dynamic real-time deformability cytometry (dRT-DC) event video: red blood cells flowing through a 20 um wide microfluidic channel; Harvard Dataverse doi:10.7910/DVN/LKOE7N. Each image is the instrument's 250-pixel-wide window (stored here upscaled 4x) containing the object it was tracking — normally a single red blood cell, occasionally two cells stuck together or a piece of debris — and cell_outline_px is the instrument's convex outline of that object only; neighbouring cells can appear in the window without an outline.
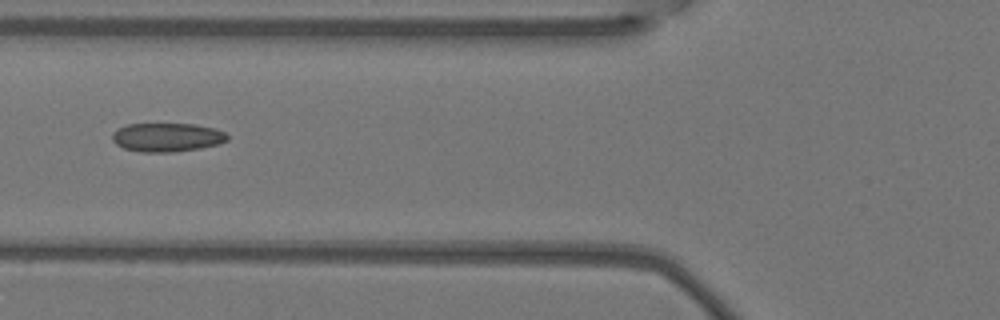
{"species": "Egyptian fruit bat (a non-hibernating species)", "species_latin": "Rousettus aegyptiacus", "temperature_condition": "warm", "stored_images_in_passage": 7, "camera_frame_rate_fps": 3000, "um_per_image_px": 0.085, "animal": {"sex": "female"}, "frame": {"image": 1, "passage_image": 4, "time_ms": 1.0, "image_size_px": [1000, 320], "cell_outline_px": [[228, 140], [220, 144], [200, 148], [172, 152], [140, 152], [124, 148], [116, 144], [112, 140], [112, 132], [128, 124], [196, 124], [216, 128], [224, 132], [228, 136]], "centroid_in_image_um": [14.22, 11.67], "position_along_channel_um": 111.6, "area_um2": 19.36}}
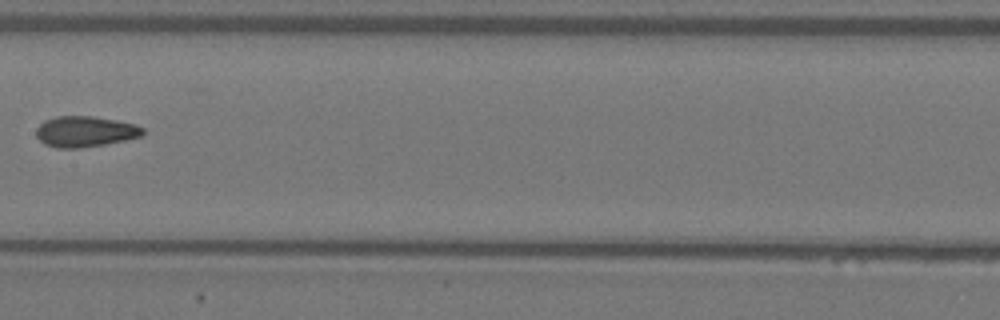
{"frame": {"image": 2, "passage_image": 6, "time_ms": 1.667, "image_size_px": [1000, 320], "cell_outline_px": [[144, 132], [140, 136], [124, 140], [104, 144], [80, 148], [56, 148], [44, 144], [36, 136], [36, 128], [44, 120], [56, 116], [92, 116], [116, 120], [132, 124], [144, 128]], "centroid_in_image_um": [7.18, 11.18], "position_along_channel_um": 200.2, "area_um2": 19.02}}
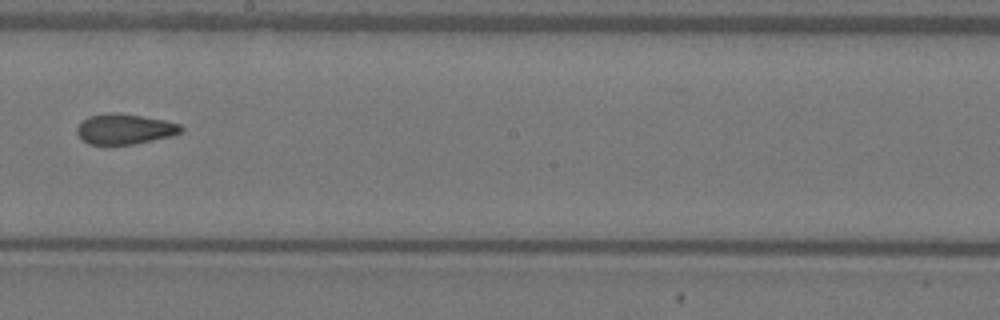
{"frame": {"image": 3, "passage_image": 7, "time_ms": 2.0, "image_size_px": [1000, 320], "cell_outline_px": [[184, 128], [180, 132], [172, 136], [132, 144], [104, 148], [88, 144], [76, 132], [76, 128], [88, 116], [108, 112], [116, 112], [164, 120], [180, 124]], "centroid_in_image_um": [10.55, 11.0], "position_along_channel_um": 237.7, "area_um2": 18.84}}